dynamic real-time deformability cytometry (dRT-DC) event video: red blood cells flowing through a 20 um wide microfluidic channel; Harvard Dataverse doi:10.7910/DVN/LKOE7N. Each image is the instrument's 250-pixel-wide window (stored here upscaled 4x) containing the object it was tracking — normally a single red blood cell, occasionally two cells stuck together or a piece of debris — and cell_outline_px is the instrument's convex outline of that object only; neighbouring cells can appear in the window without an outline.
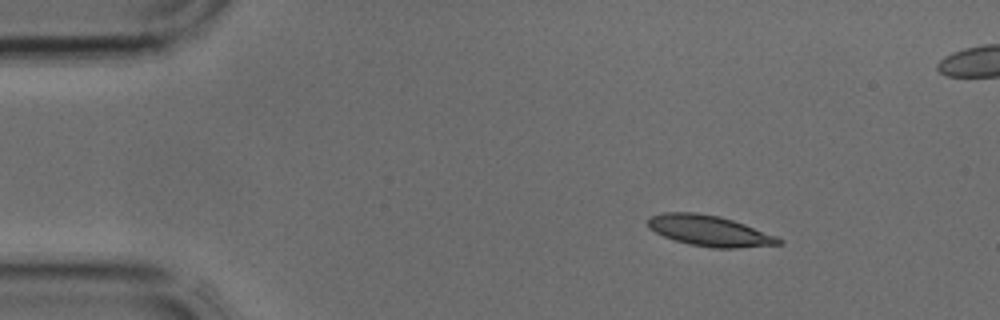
{"species": "common noctule bat (a hibernating species)", "species_latin": "Nyctalus noctula", "temperature_condition": "cold", "stored_images_in_passage": 4, "camera_frame_rate_fps": 3000, "um_per_image_px": 0.085, "animal": {"sex": "male", "body_mass_g": 17.9, "forearm_length_mm": 54.2}, "frame": {"image": 1, "passage_image": 1, "time_ms": 0.0, "image_size_px": [1000, 320], "cell_outline_px": [[784, 240], [780, 244], [736, 248], [712, 248], [688, 244], [664, 236], [648, 228], [648, 220], [652, 216], [664, 212], [696, 212], [720, 216], [744, 224], [776, 236]], "centroid_in_image_um": [60.3, 19.61], "position_along_channel_um": 24.7, "area_um2": 23.24}}